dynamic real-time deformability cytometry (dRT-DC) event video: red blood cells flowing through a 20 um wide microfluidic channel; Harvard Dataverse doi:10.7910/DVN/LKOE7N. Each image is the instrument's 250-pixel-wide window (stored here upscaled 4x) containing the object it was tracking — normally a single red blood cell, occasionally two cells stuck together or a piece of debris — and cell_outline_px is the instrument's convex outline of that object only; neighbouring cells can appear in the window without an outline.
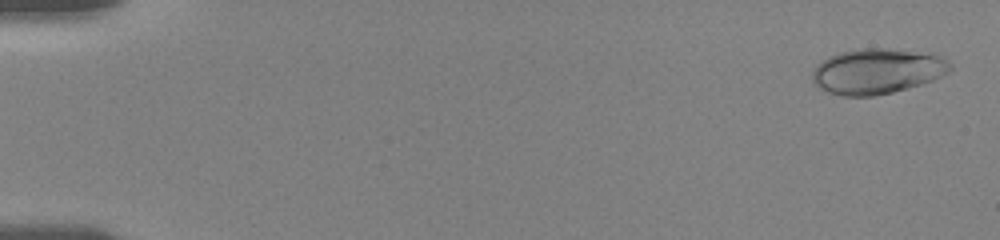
{"species": "human", "species_latin": "Homo sapiens", "temperature_condition": "room temperature", "stored_images_in_passage": 51, "camera_frame_rate_fps": 3000, "um_per_image_px": 0.085, "donor": {"sex": "female"}, "frame": {"image": 1, "passage_image": 3, "time_ms": 0.333, "image_size_px": [1000, 240], "cell_outline_px": [[952, 68], [948, 72], [932, 80], [908, 88], [892, 92], [872, 96], [844, 96], [828, 92], [820, 88], [812, 80], [812, 72], [816, 64], [828, 56], [840, 52], [864, 48], [876, 48], [908, 52], [936, 56], [952, 64]], "centroid_in_image_um": [74.47, 6.08], "position_along_channel_um": 10.5, "area_um2": 35.6}}
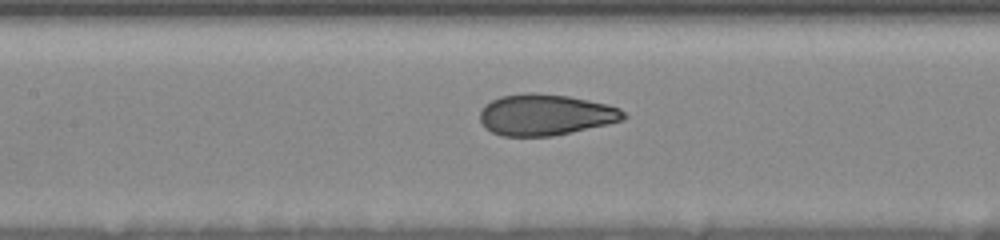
{"frame": {"image": 2, "passage_image": 39, "time_ms": 8.667, "image_size_px": [1000, 240], "cell_outline_px": [[628, 116], [624, 120], [608, 124], [572, 132], [552, 136], [500, 136], [484, 128], [480, 120], [480, 112], [484, 104], [500, 96], [524, 92], [536, 92], [568, 96], [608, 104], [620, 108]], "centroid_in_image_um": [46.35, 9.75], "position_along_channel_um": 161.0, "area_um2": 34.85}}
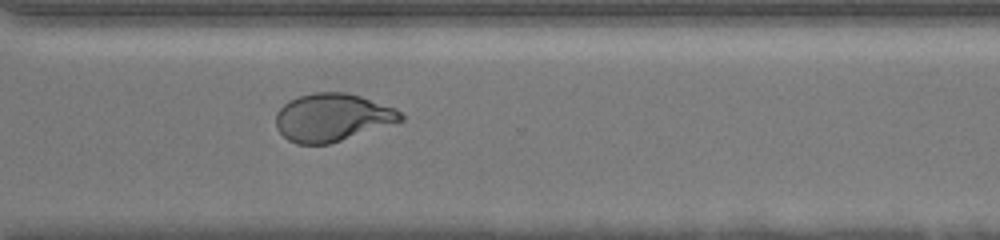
{"frame": {"image": 3, "passage_image": 51, "time_ms": 13.667, "image_size_px": [1000, 240], "cell_outline_px": [[404, 120], [328, 144], [296, 144], [288, 140], [276, 128], [276, 112], [284, 104], [300, 96], [316, 92], [344, 92], [360, 96], [396, 108], [404, 116]], "centroid_in_image_um": [28.23, 9.98], "position_along_channel_um": 342.4, "area_um2": 34.45}}